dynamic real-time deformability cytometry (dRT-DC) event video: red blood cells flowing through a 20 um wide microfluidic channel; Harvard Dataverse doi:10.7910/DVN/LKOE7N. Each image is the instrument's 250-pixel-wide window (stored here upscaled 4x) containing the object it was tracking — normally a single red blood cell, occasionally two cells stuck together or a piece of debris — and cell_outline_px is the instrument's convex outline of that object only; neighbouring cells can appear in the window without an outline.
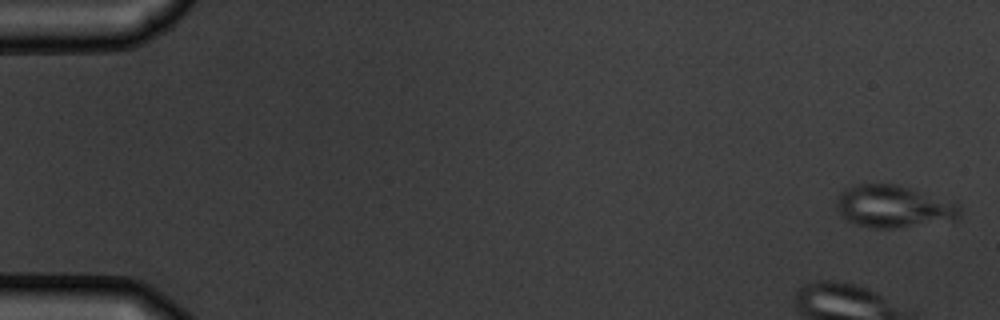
{"species": "common noctule bat (a hibernating species)", "species_latin": "Nyctalus noctula", "temperature_condition": "warm", "stored_images_in_passage": 8, "camera_frame_rate_fps": 3000, "um_per_image_px": 0.085, "animal": {"sex": "male", "body_mass_g": 19.5, "forearm_length_mm": 54.6}, "frame": {"image": 1, "passage_image": 1, "time_ms": 0.0, "image_size_px": [1000, 320], "cell_outline_px": [[960, 220], [892, 228], [868, 228], [856, 224], [840, 216], [836, 208], [836, 200], [840, 192], [844, 188], [856, 184], [896, 184], [960, 204]], "centroid_in_image_um": [75.93, 17.56], "position_along_channel_um": 9.1, "area_um2": 30.58}}